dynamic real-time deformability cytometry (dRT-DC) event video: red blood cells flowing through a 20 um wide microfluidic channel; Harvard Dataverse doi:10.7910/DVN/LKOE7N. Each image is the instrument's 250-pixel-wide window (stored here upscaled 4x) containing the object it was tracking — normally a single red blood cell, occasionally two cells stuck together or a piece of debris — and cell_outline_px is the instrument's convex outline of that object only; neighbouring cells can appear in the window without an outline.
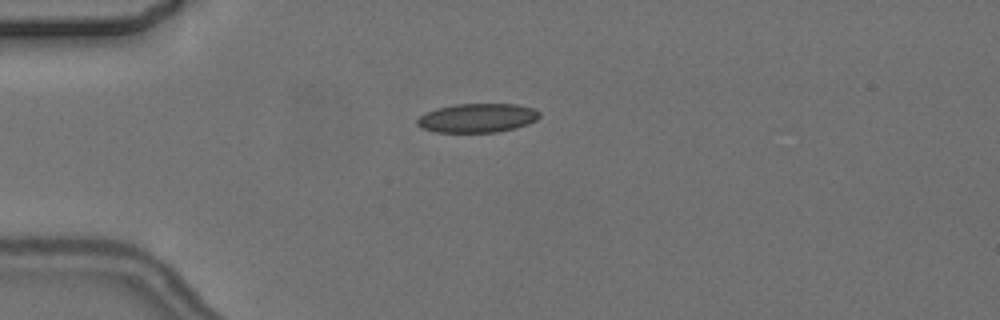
{"species": "common noctule bat (a hibernating species)", "species_latin": "Nyctalus noctula", "temperature_condition": "cold", "stored_images_in_passage": 6, "camera_frame_rate_fps": 3000, "um_per_image_px": 0.085, "animal": {"sex": "female", "body_mass_g": 24.6, "forearm_length_mm": 56.2}, "frame": {"image": 1, "passage_image": 1, "time_ms": 0.0, "image_size_px": [1000, 320], "cell_outline_px": [[540, 116], [536, 120], [528, 124], [516, 128], [496, 132], [436, 132], [420, 128], [416, 124], [416, 120], [424, 112], [436, 108], [456, 104], [516, 104], [532, 108], [540, 112]], "centroid_in_image_um": [40.55, 10.03], "position_along_channel_um": 44.5, "area_um2": 20.81}}
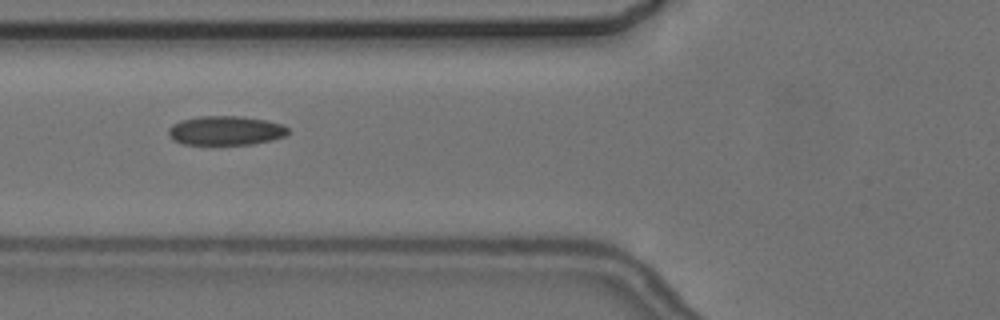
{"frame": {"image": 2, "passage_image": 3, "time_ms": 2.333, "image_size_px": [1000, 320], "cell_outline_px": [[288, 132], [284, 136], [272, 140], [252, 144], [184, 144], [172, 140], [168, 136], [168, 128], [172, 124], [180, 120], [200, 116], [240, 116], [264, 120], [280, 124], [288, 128]], "centroid_in_image_um": [19.12, 11.1], "position_along_channel_um": 106.7, "area_um2": 20.29}}
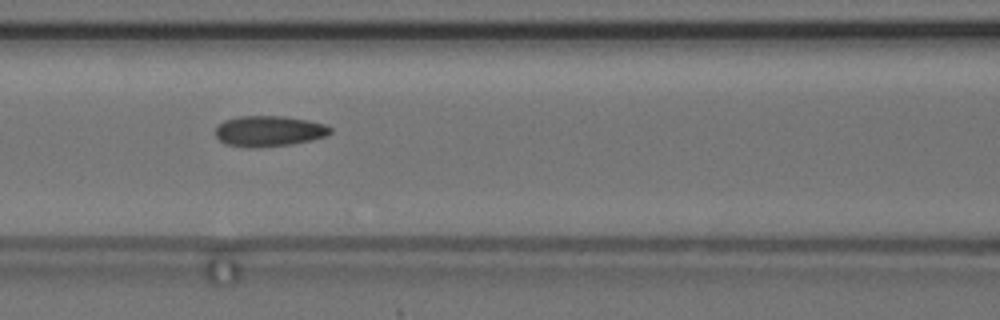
{"frame": {"image": 3, "passage_image": 4, "time_ms": 3.333, "image_size_px": [1000, 320], "cell_outline_px": [[332, 132], [324, 136], [292, 144], [256, 148], [248, 148], [224, 144], [216, 136], [216, 128], [224, 120], [240, 116], [284, 116], [308, 120], [324, 124], [332, 128]], "centroid_in_image_um": [22.84, 11.15], "position_along_channel_um": 143.8, "area_um2": 20.52}}